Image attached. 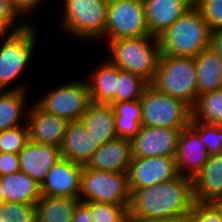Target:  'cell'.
Returning <instances> with one entry per match:
<instances>
[{
    "label": "cell",
    "instance_id": "6da1fadb",
    "mask_svg": "<svg viewBox=\"0 0 222 222\" xmlns=\"http://www.w3.org/2000/svg\"><path fill=\"white\" fill-rule=\"evenodd\" d=\"M193 180L178 177L131 191L129 220H163L187 216L194 205Z\"/></svg>",
    "mask_w": 222,
    "mask_h": 222
},
{
    "label": "cell",
    "instance_id": "7a4b0ae2",
    "mask_svg": "<svg viewBox=\"0 0 222 222\" xmlns=\"http://www.w3.org/2000/svg\"><path fill=\"white\" fill-rule=\"evenodd\" d=\"M211 30L194 5L158 36L161 55L196 57L210 47Z\"/></svg>",
    "mask_w": 222,
    "mask_h": 222
},
{
    "label": "cell",
    "instance_id": "3957f363",
    "mask_svg": "<svg viewBox=\"0 0 222 222\" xmlns=\"http://www.w3.org/2000/svg\"><path fill=\"white\" fill-rule=\"evenodd\" d=\"M36 27L34 22H31L18 32L0 35V90L28 91V84L23 82L10 85L17 81L32 63L38 43Z\"/></svg>",
    "mask_w": 222,
    "mask_h": 222
},
{
    "label": "cell",
    "instance_id": "277c9868",
    "mask_svg": "<svg viewBox=\"0 0 222 222\" xmlns=\"http://www.w3.org/2000/svg\"><path fill=\"white\" fill-rule=\"evenodd\" d=\"M107 59L118 68L142 76L149 83L155 76L160 49L158 37L145 35L107 41ZM111 54V55H110Z\"/></svg>",
    "mask_w": 222,
    "mask_h": 222
},
{
    "label": "cell",
    "instance_id": "5b68a950",
    "mask_svg": "<svg viewBox=\"0 0 222 222\" xmlns=\"http://www.w3.org/2000/svg\"><path fill=\"white\" fill-rule=\"evenodd\" d=\"M150 84L193 108L197 101L195 58L160 54L155 76Z\"/></svg>",
    "mask_w": 222,
    "mask_h": 222
},
{
    "label": "cell",
    "instance_id": "8992f818",
    "mask_svg": "<svg viewBox=\"0 0 222 222\" xmlns=\"http://www.w3.org/2000/svg\"><path fill=\"white\" fill-rule=\"evenodd\" d=\"M108 2V0H63L64 12L60 18L62 30L66 31L67 36L77 38L78 41L102 39L107 21Z\"/></svg>",
    "mask_w": 222,
    "mask_h": 222
},
{
    "label": "cell",
    "instance_id": "52a82bcc",
    "mask_svg": "<svg viewBox=\"0 0 222 222\" xmlns=\"http://www.w3.org/2000/svg\"><path fill=\"white\" fill-rule=\"evenodd\" d=\"M142 125L184 129L190 125L192 108L184 101L160 92L150 83L142 97Z\"/></svg>",
    "mask_w": 222,
    "mask_h": 222
},
{
    "label": "cell",
    "instance_id": "ba28073f",
    "mask_svg": "<svg viewBox=\"0 0 222 222\" xmlns=\"http://www.w3.org/2000/svg\"><path fill=\"white\" fill-rule=\"evenodd\" d=\"M80 201L123 205L129 209L131 191L127 172H107L83 166Z\"/></svg>",
    "mask_w": 222,
    "mask_h": 222
},
{
    "label": "cell",
    "instance_id": "9c48e42d",
    "mask_svg": "<svg viewBox=\"0 0 222 222\" xmlns=\"http://www.w3.org/2000/svg\"><path fill=\"white\" fill-rule=\"evenodd\" d=\"M150 35L143 0H112L108 2L104 40Z\"/></svg>",
    "mask_w": 222,
    "mask_h": 222
},
{
    "label": "cell",
    "instance_id": "30bf717a",
    "mask_svg": "<svg viewBox=\"0 0 222 222\" xmlns=\"http://www.w3.org/2000/svg\"><path fill=\"white\" fill-rule=\"evenodd\" d=\"M51 90L35 103L44 111L67 121L79 120L91 102L86 79L68 81Z\"/></svg>",
    "mask_w": 222,
    "mask_h": 222
},
{
    "label": "cell",
    "instance_id": "8fae6325",
    "mask_svg": "<svg viewBox=\"0 0 222 222\" xmlns=\"http://www.w3.org/2000/svg\"><path fill=\"white\" fill-rule=\"evenodd\" d=\"M130 191L163 183L180 174L175 157H132L127 171Z\"/></svg>",
    "mask_w": 222,
    "mask_h": 222
},
{
    "label": "cell",
    "instance_id": "7c38bea8",
    "mask_svg": "<svg viewBox=\"0 0 222 222\" xmlns=\"http://www.w3.org/2000/svg\"><path fill=\"white\" fill-rule=\"evenodd\" d=\"M181 130L142 125L131 140L132 157H175Z\"/></svg>",
    "mask_w": 222,
    "mask_h": 222
},
{
    "label": "cell",
    "instance_id": "4fadbf2b",
    "mask_svg": "<svg viewBox=\"0 0 222 222\" xmlns=\"http://www.w3.org/2000/svg\"><path fill=\"white\" fill-rule=\"evenodd\" d=\"M83 166L61 158L40 185L42 196L79 197Z\"/></svg>",
    "mask_w": 222,
    "mask_h": 222
},
{
    "label": "cell",
    "instance_id": "5bb4252c",
    "mask_svg": "<svg viewBox=\"0 0 222 222\" xmlns=\"http://www.w3.org/2000/svg\"><path fill=\"white\" fill-rule=\"evenodd\" d=\"M26 118L29 140L61 146L68 123L66 119L44 111L35 102L29 106Z\"/></svg>",
    "mask_w": 222,
    "mask_h": 222
},
{
    "label": "cell",
    "instance_id": "9a60e30c",
    "mask_svg": "<svg viewBox=\"0 0 222 222\" xmlns=\"http://www.w3.org/2000/svg\"><path fill=\"white\" fill-rule=\"evenodd\" d=\"M20 171L42 184L48 171L62 158L60 147L29 140L18 153Z\"/></svg>",
    "mask_w": 222,
    "mask_h": 222
},
{
    "label": "cell",
    "instance_id": "2e32d148",
    "mask_svg": "<svg viewBox=\"0 0 222 222\" xmlns=\"http://www.w3.org/2000/svg\"><path fill=\"white\" fill-rule=\"evenodd\" d=\"M208 157L200 135L190 125L182 129L175 154L179 174L193 179Z\"/></svg>",
    "mask_w": 222,
    "mask_h": 222
},
{
    "label": "cell",
    "instance_id": "e0dca14e",
    "mask_svg": "<svg viewBox=\"0 0 222 222\" xmlns=\"http://www.w3.org/2000/svg\"><path fill=\"white\" fill-rule=\"evenodd\" d=\"M150 35L158 37L195 5L194 0H143Z\"/></svg>",
    "mask_w": 222,
    "mask_h": 222
},
{
    "label": "cell",
    "instance_id": "ac0fdd59",
    "mask_svg": "<svg viewBox=\"0 0 222 222\" xmlns=\"http://www.w3.org/2000/svg\"><path fill=\"white\" fill-rule=\"evenodd\" d=\"M131 160V140L117 137L99 145L86 167L107 172H127Z\"/></svg>",
    "mask_w": 222,
    "mask_h": 222
},
{
    "label": "cell",
    "instance_id": "d6986e66",
    "mask_svg": "<svg viewBox=\"0 0 222 222\" xmlns=\"http://www.w3.org/2000/svg\"><path fill=\"white\" fill-rule=\"evenodd\" d=\"M98 147L80 120L68 121L60 146L62 158L86 166Z\"/></svg>",
    "mask_w": 222,
    "mask_h": 222
},
{
    "label": "cell",
    "instance_id": "ffe728a7",
    "mask_svg": "<svg viewBox=\"0 0 222 222\" xmlns=\"http://www.w3.org/2000/svg\"><path fill=\"white\" fill-rule=\"evenodd\" d=\"M192 180L195 202L222 199V154L210 155Z\"/></svg>",
    "mask_w": 222,
    "mask_h": 222
},
{
    "label": "cell",
    "instance_id": "44dd1931",
    "mask_svg": "<svg viewBox=\"0 0 222 222\" xmlns=\"http://www.w3.org/2000/svg\"><path fill=\"white\" fill-rule=\"evenodd\" d=\"M93 69L85 78L89 86L90 101L106 104L116 103L119 68L106 58Z\"/></svg>",
    "mask_w": 222,
    "mask_h": 222
},
{
    "label": "cell",
    "instance_id": "7402d4cb",
    "mask_svg": "<svg viewBox=\"0 0 222 222\" xmlns=\"http://www.w3.org/2000/svg\"><path fill=\"white\" fill-rule=\"evenodd\" d=\"M79 120L99 145L117 138L112 104L90 102Z\"/></svg>",
    "mask_w": 222,
    "mask_h": 222
},
{
    "label": "cell",
    "instance_id": "603a6c76",
    "mask_svg": "<svg viewBox=\"0 0 222 222\" xmlns=\"http://www.w3.org/2000/svg\"><path fill=\"white\" fill-rule=\"evenodd\" d=\"M0 183L6 202L37 203L42 197L40 184L22 171L0 176Z\"/></svg>",
    "mask_w": 222,
    "mask_h": 222
},
{
    "label": "cell",
    "instance_id": "cb8c5ba5",
    "mask_svg": "<svg viewBox=\"0 0 222 222\" xmlns=\"http://www.w3.org/2000/svg\"><path fill=\"white\" fill-rule=\"evenodd\" d=\"M194 58L197 72V98L202 93L221 89V57L211 47H208Z\"/></svg>",
    "mask_w": 222,
    "mask_h": 222
},
{
    "label": "cell",
    "instance_id": "d4e9b609",
    "mask_svg": "<svg viewBox=\"0 0 222 222\" xmlns=\"http://www.w3.org/2000/svg\"><path fill=\"white\" fill-rule=\"evenodd\" d=\"M27 94L28 91L22 90H0V131L26 124Z\"/></svg>",
    "mask_w": 222,
    "mask_h": 222
},
{
    "label": "cell",
    "instance_id": "484cf974",
    "mask_svg": "<svg viewBox=\"0 0 222 222\" xmlns=\"http://www.w3.org/2000/svg\"><path fill=\"white\" fill-rule=\"evenodd\" d=\"M79 197L42 196L36 203L37 222H72Z\"/></svg>",
    "mask_w": 222,
    "mask_h": 222
},
{
    "label": "cell",
    "instance_id": "4316f807",
    "mask_svg": "<svg viewBox=\"0 0 222 222\" xmlns=\"http://www.w3.org/2000/svg\"><path fill=\"white\" fill-rule=\"evenodd\" d=\"M117 137L132 140L142 126L140 99L112 103Z\"/></svg>",
    "mask_w": 222,
    "mask_h": 222
},
{
    "label": "cell",
    "instance_id": "83f0119b",
    "mask_svg": "<svg viewBox=\"0 0 222 222\" xmlns=\"http://www.w3.org/2000/svg\"><path fill=\"white\" fill-rule=\"evenodd\" d=\"M192 118L206 124L222 125V88L200 94L192 108Z\"/></svg>",
    "mask_w": 222,
    "mask_h": 222
},
{
    "label": "cell",
    "instance_id": "f1b7e54d",
    "mask_svg": "<svg viewBox=\"0 0 222 222\" xmlns=\"http://www.w3.org/2000/svg\"><path fill=\"white\" fill-rule=\"evenodd\" d=\"M118 81L116 103L140 99L145 87L149 84L142 76L120 68Z\"/></svg>",
    "mask_w": 222,
    "mask_h": 222
},
{
    "label": "cell",
    "instance_id": "f546056e",
    "mask_svg": "<svg viewBox=\"0 0 222 222\" xmlns=\"http://www.w3.org/2000/svg\"><path fill=\"white\" fill-rule=\"evenodd\" d=\"M190 126L200 135L209 156L222 154V125L206 124L192 118Z\"/></svg>",
    "mask_w": 222,
    "mask_h": 222
},
{
    "label": "cell",
    "instance_id": "4dcf8cb0",
    "mask_svg": "<svg viewBox=\"0 0 222 222\" xmlns=\"http://www.w3.org/2000/svg\"><path fill=\"white\" fill-rule=\"evenodd\" d=\"M93 218V222H129L128 208L123 205L103 202H85Z\"/></svg>",
    "mask_w": 222,
    "mask_h": 222
},
{
    "label": "cell",
    "instance_id": "1f68e13d",
    "mask_svg": "<svg viewBox=\"0 0 222 222\" xmlns=\"http://www.w3.org/2000/svg\"><path fill=\"white\" fill-rule=\"evenodd\" d=\"M0 217L3 222H37L36 203L4 202L0 204Z\"/></svg>",
    "mask_w": 222,
    "mask_h": 222
},
{
    "label": "cell",
    "instance_id": "d6a6232c",
    "mask_svg": "<svg viewBox=\"0 0 222 222\" xmlns=\"http://www.w3.org/2000/svg\"><path fill=\"white\" fill-rule=\"evenodd\" d=\"M29 141L27 123L0 131V152L18 154Z\"/></svg>",
    "mask_w": 222,
    "mask_h": 222
},
{
    "label": "cell",
    "instance_id": "836d02e7",
    "mask_svg": "<svg viewBox=\"0 0 222 222\" xmlns=\"http://www.w3.org/2000/svg\"><path fill=\"white\" fill-rule=\"evenodd\" d=\"M19 18L22 19L9 0H0V35L18 32L30 24V20Z\"/></svg>",
    "mask_w": 222,
    "mask_h": 222
},
{
    "label": "cell",
    "instance_id": "e575fe53",
    "mask_svg": "<svg viewBox=\"0 0 222 222\" xmlns=\"http://www.w3.org/2000/svg\"><path fill=\"white\" fill-rule=\"evenodd\" d=\"M210 30L222 27V0H195Z\"/></svg>",
    "mask_w": 222,
    "mask_h": 222
},
{
    "label": "cell",
    "instance_id": "d590c367",
    "mask_svg": "<svg viewBox=\"0 0 222 222\" xmlns=\"http://www.w3.org/2000/svg\"><path fill=\"white\" fill-rule=\"evenodd\" d=\"M189 215L192 222H222L218 211L210 203L195 202Z\"/></svg>",
    "mask_w": 222,
    "mask_h": 222
},
{
    "label": "cell",
    "instance_id": "8d00e7d4",
    "mask_svg": "<svg viewBox=\"0 0 222 222\" xmlns=\"http://www.w3.org/2000/svg\"><path fill=\"white\" fill-rule=\"evenodd\" d=\"M20 171L18 154L0 152V176Z\"/></svg>",
    "mask_w": 222,
    "mask_h": 222
},
{
    "label": "cell",
    "instance_id": "74e56055",
    "mask_svg": "<svg viewBox=\"0 0 222 222\" xmlns=\"http://www.w3.org/2000/svg\"><path fill=\"white\" fill-rule=\"evenodd\" d=\"M17 11V13L23 17L24 15L28 16L29 13L32 14L38 6H40L41 2L44 0H9Z\"/></svg>",
    "mask_w": 222,
    "mask_h": 222
},
{
    "label": "cell",
    "instance_id": "f35d334b",
    "mask_svg": "<svg viewBox=\"0 0 222 222\" xmlns=\"http://www.w3.org/2000/svg\"><path fill=\"white\" fill-rule=\"evenodd\" d=\"M72 222H93L90 208L85 202L79 201L76 205Z\"/></svg>",
    "mask_w": 222,
    "mask_h": 222
},
{
    "label": "cell",
    "instance_id": "ab89813d",
    "mask_svg": "<svg viewBox=\"0 0 222 222\" xmlns=\"http://www.w3.org/2000/svg\"><path fill=\"white\" fill-rule=\"evenodd\" d=\"M210 47L222 59V27L211 31Z\"/></svg>",
    "mask_w": 222,
    "mask_h": 222
},
{
    "label": "cell",
    "instance_id": "60d3db41",
    "mask_svg": "<svg viewBox=\"0 0 222 222\" xmlns=\"http://www.w3.org/2000/svg\"><path fill=\"white\" fill-rule=\"evenodd\" d=\"M129 222H192L190 215L163 220H129Z\"/></svg>",
    "mask_w": 222,
    "mask_h": 222
},
{
    "label": "cell",
    "instance_id": "b9f144b4",
    "mask_svg": "<svg viewBox=\"0 0 222 222\" xmlns=\"http://www.w3.org/2000/svg\"><path fill=\"white\" fill-rule=\"evenodd\" d=\"M210 204L218 211L220 218L222 219V199L214 200Z\"/></svg>",
    "mask_w": 222,
    "mask_h": 222
},
{
    "label": "cell",
    "instance_id": "7bdbcfd3",
    "mask_svg": "<svg viewBox=\"0 0 222 222\" xmlns=\"http://www.w3.org/2000/svg\"><path fill=\"white\" fill-rule=\"evenodd\" d=\"M4 202H5V199H4V194H3V188L1 187V183H0V204Z\"/></svg>",
    "mask_w": 222,
    "mask_h": 222
}]
</instances>
